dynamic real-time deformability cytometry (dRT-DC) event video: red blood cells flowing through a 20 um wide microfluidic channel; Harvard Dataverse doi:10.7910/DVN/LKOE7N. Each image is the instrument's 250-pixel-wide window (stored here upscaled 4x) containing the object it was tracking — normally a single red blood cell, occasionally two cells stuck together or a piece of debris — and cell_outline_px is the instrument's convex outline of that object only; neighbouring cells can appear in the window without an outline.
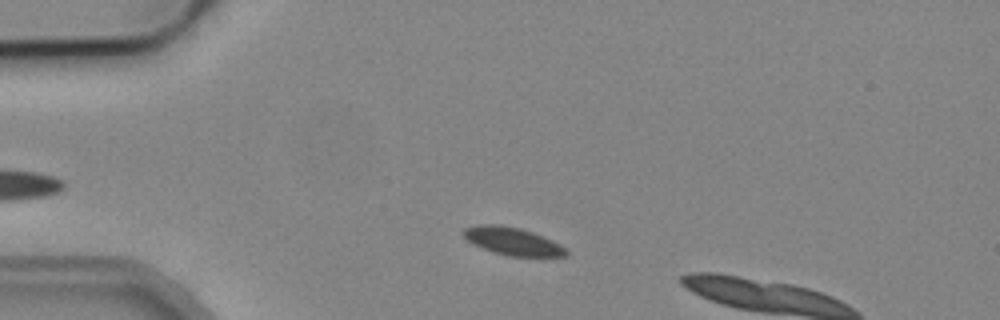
{"species": "common noctule bat (a hibernating species)", "species_latin": "Nyctalus noctula", "temperature_condition": "cold", "stored_images_in_passage": 9, "camera_frame_rate_fps": 3000, "um_per_image_px": 0.085, "animal": {"sex": "male", "body_mass_g": 19.2, "forearm_length_mm": 51.8}, "frame": {"image": 1, "passage_image": 6, "time_ms": 1.667, "image_size_px": [1000, 320], "cell_outline_px": [[568, 256], [508, 256], [492, 252], [472, 244], [460, 232], [464, 228], [476, 224], [500, 224], [520, 228], [532, 232], [552, 240], [560, 244], [568, 252]], "centroid_in_image_um": [43.51, 20.49], "position_along_channel_um": 41.5, "area_um2": 16.7}}